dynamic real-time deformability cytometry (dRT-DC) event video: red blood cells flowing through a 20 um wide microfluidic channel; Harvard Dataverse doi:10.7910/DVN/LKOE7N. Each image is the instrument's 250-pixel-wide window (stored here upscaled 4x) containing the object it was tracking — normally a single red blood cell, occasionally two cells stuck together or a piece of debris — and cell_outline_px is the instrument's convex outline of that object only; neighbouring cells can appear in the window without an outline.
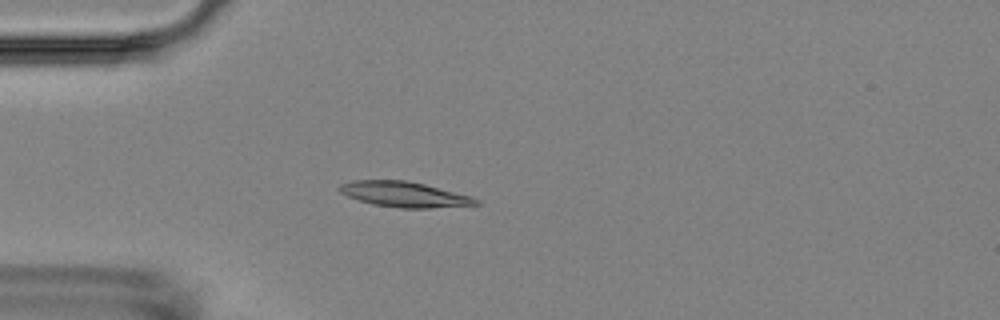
{"species": "Egyptian fruit bat (a non-hibernating species)", "species_latin": "Rousettus aegyptiacus", "temperature_condition": "room temperature", "stored_images_in_passage": 5, "camera_frame_rate_fps": 3000, "um_per_image_px": 0.085, "animal": {"sex": "female"}, "frame": {"image": 1, "passage_image": 4, "time_ms": 3.667, "image_size_px": [1000, 320], "cell_outline_px": [[480, 204], [428, 208], [400, 208], [372, 204], [348, 196], [340, 192], [336, 188], [340, 184], [352, 180], [404, 180], [424, 184], [472, 196], [480, 200]], "centroid_in_image_um": [34.35, 16.51], "position_along_channel_um": 50.7, "area_um2": 20.11}}